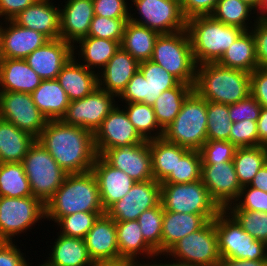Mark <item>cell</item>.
Returning <instances> with one entry per match:
<instances>
[{"mask_svg":"<svg viewBox=\"0 0 267 266\" xmlns=\"http://www.w3.org/2000/svg\"><path fill=\"white\" fill-rule=\"evenodd\" d=\"M213 221L221 258L267 259V244L250 236L226 210H221Z\"/></svg>","mask_w":267,"mask_h":266,"instance_id":"ba28073f","label":"cell"},{"mask_svg":"<svg viewBox=\"0 0 267 266\" xmlns=\"http://www.w3.org/2000/svg\"><path fill=\"white\" fill-rule=\"evenodd\" d=\"M35 140L13 123L0 118V163L22 162Z\"/></svg>","mask_w":267,"mask_h":266,"instance_id":"e575fe53","label":"cell"},{"mask_svg":"<svg viewBox=\"0 0 267 266\" xmlns=\"http://www.w3.org/2000/svg\"><path fill=\"white\" fill-rule=\"evenodd\" d=\"M43 218L45 204L39 198L0 197V238L3 241L13 242L15 236L31 231L29 229Z\"/></svg>","mask_w":267,"mask_h":266,"instance_id":"8fae6325","label":"cell"},{"mask_svg":"<svg viewBox=\"0 0 267 266\" xmlns=\"http://www.w3.org/2000/svg\"><path fill=\"white\" fill-rule=\"evenodd\" d=\"M101 156L135 182L154 179L149 140L128 147L110 148Z\"/></svg>","mask_w":267,"mask_h":266,"instance_id":"d6986e66","label":"cell"},{"mask_svg":"<svg viewBox=\"0 0 267 266\" xmlns=\"http://www.w3.org/2000/svg\"><path fill=\"white\" fill-rule=\"evenodd\" d=\"M194 90L207 101L231 105L250 94V73L203 63L196 67Z\"/></svg>","mask_w":267,"mask_h":266,"instance_id":"3957f363","label":"cell"},{"mask_svg":"<svg viewBox=\"0 0 267 266\" xmlns=\"http://www.w3.org/2000/svg\"><path fill=\"white\" fill-rule=\"evenodd\" d=\"M129 18H108L94 15L87 36L122 41L124 28Z\"/></svg>","mask_w":267,"mask_h":266,"instance_id":"c3c4849f","label":"cell"},{"mask_svg":"<svg viewBox=\"0 0 267 266\" xmlns=\"http://www.w3.org/2000/svg\"><path fill=\"white\" fill-rule=\"evenodd\" d=\"M259 146H267V108L261 109L259 119L257 121Z\"/></svg>","mask_w":267,"mask_h":266,"instance_id":"6125c7cd","label":"cell"},{"mask_svg":"<svg viewBox=\"0 0 267 266\" xmlns=\"http://www.w3.org/2000/svg\"><path fill=\"white\" fill-rule=\"evenodd\" d=\"M100 215L92 212H80L60 218L55 224L59 234L68 237L85 238Z\"/></svg>","mask_w":267,"mask_h":266,"instance_id":"7dc6e473","label":"cell"},{"mask_svg":"<svg viewBox=\"0 0 267 266\" xmlns=\"http://www.w3.org/2000/svg\"><path fill=\"white\" fill-rule=\"evenodd\" d=\"M218 0H184L181 10L186 19L194 16L210 15Z\"/></svg>","mask_w":267,"mask_h":266,"instance_id":"680465c9","label":"cell"},{"mask_svg":"<svg viewBox=\"0 0 267 266\" xmlns=\"http://www.w3.org/2000/svg\"><path fill=\"white\" fill-rule=\"evenodd\" d=\"M84 240L94 263L120 262L116 224L106 213L98 217Z\"/></svg>","mask_w":267,"mask_h":266,"instance_id":"44dd1931","label":"cell"},{"mask_svg":"<svg viewBox=\"0 0 267 266\" xmlns=\"http://www.w3.org/2000/svg\"><path fill=\"white\" fill-rule=\"evenodd\" d=\"M236 149L230 141L207 140L199 150L202 164L233 161Z\"/></svg>","mask_w":267,"mask_h":266,"instance_id":"681fc988","label":"cell"},{"mask_svg":"<svg viewBox=\"0 0 267 266\" xmlns=\"http://www.w3.org/2000/svg\"><path fill=\"white\" fill-rule=\"evenodd\" d=\"M216 215L184 214L164 211L162 222V254H165L180 239L199 230Z\"/></svg>","mask_w":267,"mask_h":266,"instance_id":"f546056e","label":"cell"},{"mask_svg":"<svg viewBox=\"0 0 267 266\" xmlns=\"http://www.w3.org/2000/svg\"><path fill=\"white\" fill-rule=\"evenodd\" d=\"M37 1L38 0H0L1 21L13 20L21 11L35 4Z\"/></svg>","mask_w":267,"mask_h":266,"instance_id":"91938a15","label":"cell"},{"mask_svg":"<svg viewBox=\"0 0 267 266\" xmlns=\"http://www.w3.org/2000/svg\"><path fill=\"white\" fill-rule=\"evenodd\" d=\"M193 90L194 86L180 82L176 87L159 95L152 107L162 130L174 121L187 96Z\"/></svg>","mask_w":267,"mask_h":266,"instance_id":"74e56055","label":"cell"},{"mask_svg":"<svg viewBox=\"0 0 267 266\" xmlns=\"http://www.w3.org/2000/svg\"><path fill=\"white\" fill-rule=\"evenodd\" d=\"M22 164L33 196L44 204L54 195L68 174L37 140L29 147Z\"/></svg>","mask_w":267,"mask_h":266,"instance_id":"52a82bcc","label":"cell"},{"mask_svg":"<svg viewBox=\"0 0 267 266\" xmlns=\"http://www.w3.org/2000/svg\"><path fill=\"white\" fill-rule=\"evenodd\" d=\"M60 7V38L75 45L87 37L94 18L93 0H67Z\"/></svg>","mask_w":267,"mask_h":266,"instance_id":"cb8c5ba5","label":"cell"},{"mask_svg":"<svg viewBox=\"0 0 267 266\" xmlns=\"http://www.w3.org/2000/svg\"><path fill=\"white\" fill-rule=\"evenodd\" d=\"M152 173L154 179L162 182L172 170L175 169L177 160L189 150L175 143L168 142L163 137L149 140Z\"/></svg>","mask_w":267,"mask_h":266,"instance_id":"8d00e7d4","label":"cell"},{"mask_svg":"<svg viewBox=\"0 0 267 266\" xmlns=\"http://www.w3.org/2000/svg\"><path fill=\"white\" fill-rule=\"evenodd\" d=\"M202 159L198 150H188L161 183H189L201 179Z\"/></svg>","mask_w":267,"mask_h":266,"instance_id":"f6af8a7d","label":"cell"},{"mask_svg":"<svg viewBox=\"0 0 267 266\" xmlns=\"http://www.w3.org/2000/svg\"><path fill=\"white\" fill-rule=\"evenodd\" d=\"M186 29L197 66L203 63H216L224 51L244 32L243 29L226 25L211 15L187 19Z\"/></svg>","mask_w":267,"mask_h":266,"instance_id":"277c9868","label":"cell"},{"mask_svg":"<svg viewBox=\"0 0 267 266\" xmlns=\"http://www.w3.org/2000/svg\"><path fill=\"white\" fill-rule=\"evenodd\" d=\"M261 105L249 94L237 103L229 105V117L232 123L242 120L257 122L261 112Z\"/></svg>","mask_w":267,"mask_h":266,"instance_id":"f5cc1de1","label":"cell"},{"mask_svg":"<svg viewBox=\"0 0 267 266\" xmlns=\"http://www.w3.org/2000/svg\"><path fill=\"white\" fill-rule=\"evenodd\" d=\"M115 100L118 99L114 94L97 87L91 94L70 101L61 120L66 124L87 129L94 134L102 121L118 103Z\"/></svg>","mask_w":267,"mask_h":266,"instance_id":"5bb4252c","label":"cell"},{"mask_svg":"<svg viewBox=\"0 0 267 266\" xmlns=\"http://www.w3.org/2000/svg\"><path fill=\"white\" fill-rule=\"evenodd\" d=\"M231 127L229 105L207 101V140L229 141Z\"/></svg>","mask_w":267,"mask_h":266,"instance_id":"7bdbcfd3","label":"cell"},{"mask_svg":"<svg viewBox=\"0 0 267 266\" xmlns=\"http://www.w3.org/2000/svg\"><path fill=\"white\" fill-rule=\"evenodd\" d=\"M41 81L25 59L0 58V91L31 94Z\"/></svg>","mask_w":267,"mask_h":266,"instance_id":"83f0119b","label":"cell"},{"mask_svg":"<svg viewBox=\"0 0 267 266\" xmlns=\"http://www.w3.org/2000/svg\"><path fill=\"white\" fill-rule=\"evenodd\" d=\"M222 67L252 73L258 68L256 43L251 30L244 31L216 62Z\"/></svg>","mask_w":267,"mask_h":266,"instance_id":"836d02e7","label":"cell"},{"mask_svg":"<svg viewBox=\"0 0 267 266\" xmlns=\"http://www.w3.org/2000/svg\"><path fill=\"white\" fill-rule=\"evenodd\" d=\"M51 252L46 257L48 266H94L83 238L68 237L57 233Z\"/></svg>","mask_w":267,"mask_h":266,"instance_id":"1f68e13d","label":"cell"},{"mask_svg":"<svg viewBox=\"0 0 267 266\" xmlns=\"http://www.w3.org/2000/svg\"><path fill=\"white\" fill-rule=\"evenodd\" d=\"M177 1L179 4H182L184 0H175Z\"/></svg>","mask_w":267,"mask_h":266,"instance_id":"2644e50d","label":"cell"},{"mask_svg":"<svg viewBox=\"0 0 267 266\" xmlns=\"http://www.w3.org/2000/svg\"><path fill=\"white\" fill-rule=\"evenodd\" d=\"M249 186L267 192V163L259 169Z\"/></svg>","mask_w":267,"mask_h":266,"instance_id":"be15d7a7","label":"cell"},{"mask_svg":"<svg viewBox=\"0 0 267 266\" xmlns=\"http://www.w3.org/2000/svg\"><path fill=\"white\" fill-rule=\"evenodd\" d=\"M164 211L217 215L222 209L212 199L202 180L189 183H160Z\"/></svg>","mask_w":267,"mask_h":266,"instance_id":"9c48e42d","label":"cell"},{"mask_svg":"<svg viewBox=\"0 0 267 266\" xmlns=\"http://www.w3.org/2000/svg\"><path fill=\"white\" fill-rule=\"evenodd\" d=\"M225 210L267 212V192L249 185L242 186L238 199Z\"/></svg>","mask_w":267,"mask_h":266,"instance_id":"f907efd6","label":"cell"},{"mask_svg":"<svg viewBox=\"0 0 267 266\" xmlns=\"http://www.w3.org/2000/svg\"><path fill=\"white\" fill-rule=\"evenodd\" d=\"M161 256L192 266H215L221 257L214 221H207L199 230L180 239Z\"/></svg>","mask_w":267,"mask_h":266,"instance_id":"30bf717a","label":"cell"},{"mask_svg":"<svg viewBox=\"0 0 267 266\" xmlns=\"http://www.w3.org/2000/svg\"><path fill=\"white\" fill-rule=\"evenodd\" d=\"M75 44L73 45V57L87 69L97 73L106 66L120 48V42L91 36L81 38Z\"/></svg>","mask_w":267,"mask_h":266,"instance_id":"4dcf8cb0","label":"cell"},{"mask_svg":"<svg viewBox=\"0 0 267 266\" xmlns=\"http://www.w3.org/2000/svg\"><path fill=\"white\" fill-rule=\"evenodd\" d=\"M138 133L145 139H157L163 136V130L160 128L156 119L155 112L151 105L138 103H125L122 105Z\"/></svg>","mask_w":267,"mask_h":266,"instance_id":"b9f144b4","label":"cell"},{"mask_svg":"<svg viewBox=\"0 0 267 266\" xmlns=\"http://www.w3.org/2000/svg\"><path fill=\"white\" fill-rule=\"evenodd\" d=\"M180 81L152 60L139 64V70L132 76L117 99L122 103L153 105L159 95L176 87ZM125 101V102H124Z\"/></svg>","mask_w":267,"mask_h":266,"instance_id":"7c38bea8","label":"cell"},{"mask_svg":"<svg viewBox=\"0 0 267 266\" xmlns=\"http://www.w3.org/2000/svg\"><path fill=\"white\" fill-rule=\"evenodd\" d=\"M172 261H170L171 263L169 262V260L167 262H164V263L163 262L159 263V262H156V259H155V262H153V264H151L152 262L149 261L144 266H192V265L180 263V262H177L174 260H172Z\"/></svg>","mask_w":267,"mask_h":266,"instance_id":"003e7915","label":"cell"},{"mask_svg":"<svg viewBox=\"0 0 267 266\" xmlns=\"http://www.w3.org/2000/svg\"><path fill=\"white\" fill-rule=\"evenodd\" d=\"M250 30L255 38L258 67L267 68V20L257 19Z\"/></svg>","mask_w":267,"mask_h":266,"instance_id":"11a10c76","label":"cell"},{"mask_svg":"<svg viewBox=\"0 0 267 266\" xmlns=\"http://www.w3.org/2000/svg\"><path fill=\"white\" fill-rule=\"evenodd\" d=\"M21 250L18 245H15V241L1 243L0 266H28L29 259L26 260L27 256Z\"/></svg>","mask_w":267,"mask_h":266,"instance_id":"6f0895ef","label":"cell"},{"mask_svg":"<svg viewBox=\"0 0 267 266\" xmlns=\"http://www.w3.org/2000/svg\"><path fill=\"white\" fill-rule=\"evenodd\" d=\"M33 196L22 162L0 163V197Z\"/></svg>","mask_w":267,"mask_h":266,"instance_id":"60d3db41","label":"cell"},{"mask_svg":"<svg viewBox=\"0 0 267 266\" xmlns=\"http://www.w3.org/2000/svg\"><path fill=\"white\" fill-rule=\"evenodd\" d=\"M129 0H93L94 15L108 18H130Z\"/></svg>","mask_w":267,"mask_h":266,"instance_id":"db71d44e","label":"cell"},{"mask_svg":"<svg viewBox=\"0 0 267 266\" xmlns=\"http://www.w3.org/2000/svg\"><path fill=\"white\" fill-rule=\"evenodd\" d=\"M28 266H32V262L31 264L29 263ZM37 266H48L45 262H43L42 264L39 263V265L37 264Z\"/></svg>","mask_w":267,"mask_h":266,"instance_id":"89a4df30","label":"cell"},{"mask_svg":"<svg viewBox=\"0 0 267 266\" xmlns=\"http://www.w3.org/2000/svg\"><path fill=\"white\" fill-rule=\"evenodd\" d=\"M252 14L256 15V10L242 0H218L210 15L226 25L237 26L244 31H249L257 21V17Z\"/></svg>","mask_w":267,"mask_h":266,"instance_id":"f35d334b","label":"cell"},{"mask_svg":"<svg viewBox=\"0 0 267 266\" xmlns=\"http://www.w3.org/2000/svg\"><path fill=\"white\" fill-rule=\"evenodd\" d=\"M96 266H143L131 261L96 263Z\"/></svg>","mask_w":267,"mask_h":266,"instance_id":"03108f58","label":"cell"},{"mask_svg":"<svg viewBox=\"0 0 267 266\" xmlns=\"http://www.w3.org/2000/svg\"><path fill=\"white\" fill-rule=\"evenodd\" d=\"M164 209L160 203L144 211L137 219L144 240L157 252L162 254V222Z\"/></svg>","mask_w":267,"mask_h":266,"instance_id":"ee69618b","label":"cell"},{"mask_svg":"<svg viewBox=\"0 0 267 266\" xmlns=\"http://www.w3.org/2000/svg\"><path fill=\"white\" fill-rule=\"evenodd\" d=\"M229 141L236 147L259 146L257 122L242 120L232 123Z\"/></svg>","mask_w":267,"mask_h":266,"instance_id":"816d5d0a","label":"cell"},{"mask_svg":"<svg viewBox=\"0 0 267 266\" xmlns=\"http://www.w3.org/2000/svg\"><path fill=\"white\" fill-rule=\"evenodd\" d=\"M252 6L255 10H257L260 0H242Z\"/></svg>","mask_w":267,"mask_h":266,"instance_id":"a7ac6f4b","label":"cell"},{"mask_svg":"<svg viewBox=\"0 0 267 266\" xmlns=\"http://www.w3.org/2000/svg\"><path fill=\"white\" fill-rule=\"evenodd\" d=\"M139 62L121 47L97 73L98 87L118 97L139 70Z\"/></svg>","mask_w":267,"mask_h":266,"instance_id":"484cf974","label":"cell"},{"mask_svg":"<svg viewBox=\"0 0 267 266\" xmlns=\"http://www.w3.org/2000/svg\"><path fill=\"white\" fill-rule=\"evenodd\" d=\"M91 171L97 180L104 211L121 200L135 183L125 172L112 167L101 155L97 156Z\"/></svg>","mask_w":267,"mask_h":266,"instance_id":"603a6c76","label":"cell"},{"mask_svg":"<svg viewBox=\"0 0 267 266\" xmlns=\"http://www.w3.org/2000/svg\"><path fill=\"white\" fill-rule=\"evenodd\" d=\"M257 19L267 20V0H260L256 10Z\"/></svg>","mask_w":267,"mask_h":266,"instance_id":"e7e4bbea","label":"cell"},{"mask_svg":"<svg viewBox=\"0 0 267 266\" xmlns=\"http://www.w3.org/2000/svg\"><path fill=\"white\" fill-rule=\"evenodd\" d=\"M73 57V45L61 38L48 40L25 61L42 80L56 79L62 67Z\"/></svg>","mask_w":267,"mask_h":266,"instance_id":"7402d4cb","label":"cell"},{"mask_svg":"<svg viewBox=\"0 0 267 266\" xmlns=\"http://www.w3.org/2000/svg\"><path fill=\"white\" fill-rule=\"evenodd\" d=\"M255 240L267 244V212L247 210H226Z\"/></svg>","mask_w":267,"mask_h":266,"instance_id":"bcb514c9","label":"cell"},{"mask_svg":"<svg viewBox=\"0 0 267 266\" xmlns=\"http://www.w3.org/2000/svg\"><path fill=\"white\" fill-rule=\"evenodd\" d=\"M121 105L116 104L93 134L98 155L110 148L128 147L146 141L130 122Z\"/></svg>","mask_w":267,"mask_h":266,"instance_id":"2e32d148","label":"cell"},{"mask_svg":"<svg viewBox=\"0 0 267 266\" xmlns=\"http://www.w3.org/2000/svg\"><path fill=\"white\" fill-rule=\"evenodd\" d=\"M233 162L240 185H249L267 163V146L237 147Z\"/></svg>","mask_w":267,"mask_h":266,"instance_id":"ab89813d","label":"cell"},{"mask_svg":"<svg viewBox=\"0 0 267 266\" xmlns=\"http://www.w3.org/2000/svg\"><path fill=\"white\" fill-rule=\"evenodd\" d=\"M201 180L222 210L238 199L242 188L233 161L202 164Z\"/></svg>","mask_w":267,"mask_h":266,"instance_id":"ac0fdd59","label":"cell"},{"mask_svg":"<svg viewBox=\"0 0 267 266\" xmlns=\"http://www.w3.org/2000/svg\"><path fill=\"white\" fill-rule=\"evenodd\" d=\"M48 40L42 33L19 26L13 20L3 21L0 29V58L25 59Z\"/></svg>","mask_w":267,"mask_h":266,"instance_id":"ffe728a7","label":"cell"},{"mask_svg":"<svg viewBox=\"0 0 267 266\" xmlns=\"http://www.w3.org/2000/svg\"><path fill=\"white\" fill-rule=\"evenodd\" d=\"M115 224L120 261H131L144 266L149 262L148 260H152L153 262L159 256L162 259L161 254H157L144 240L137 220L115 222ZM140 256H143L141 257L143 260L147 258V262L143 261L141 263Z\"/></svg>","mask_w":267,"mask_h":266,"instance_id":"4316f807","label":"cell"},{"mask_svg":"<svg viewBox=\"0 0 267 266\" xmlns=\"http://www.w3.org/2000/svg\"><path fill=\"white\" fill-rule=\"evenodd\" d=\"M151 60L176 77L181 83L195 85L196 63L187 29L161 34L156 39Z\"/></svg>","mask_w":267,"mask_h":266,"instance_id":"8992f818","label":"cell"},{"mask_svg":"<svg viewBox=\"0 0 267 266\" xmlns=\"http://www.w3.org/2000/svg\"><path fill=\"white\" fill-rule=\"evenodd\" d=\"M250 94L263 108H267V68H256L250 73Z\"/></svg>","mask_w":267,"mask_h":266,"instance_id":"9f6ffc18","label":"cell"},{"mask_svg":"<svg viewBox=\"0 0 267 266\" xmlns=\"http://www.w3.org/2000/svg\"><path fill=\"white\" fill-rule=\"evenodd\" d=\"M36 140L68 174L91 171L98 156L93 133L61 119L48 120Z\"/></svg>","mask_w":267,"mask_h":266,"instance_id":"6da1fadb","label":"cell"},{"mask_svg":"<svg viewBox=\"0 0 267 266\" xmlns=\"http://www.w3.org/2000/svg\"><path fill=\"white\" fill-rule=\"evenodd\" d=\"M56 79L70 101L81 99L98 87L97 73L87 69L74 57L62 67Z\"/></svg>","mask_w":267,"mask_h":266,"instance_id":"f1b7e54d","label":"cell"},{"mask_svg":"<svg viewBox=\"0 0 267 266\" xmlns=\"http://www.w3.org/2000/svg\"><path fill=\"white\" fill-rule=\"evenodd\" d=\"M0 118L37 139L47 118L36 107L30 93L0 91Z\"/></svg>","mask_w":267,"mask_h":266,"instance_id":"9a60e30c","label":"cell"},{"mask_svg":"<svg viewBox=\"0 0 267 266\" xmlns=\"http://www.w3.org/2000/svg\"><path fill=\"white\" fill-rule=\"evenodd\" d=\"M53 0H38L21 11L13 21L19 26L38 31L49 40L60 38V5Z\"/></svg>","mask_w":267,"mask_h":266,"instance_id":"d4e9b609","label":"cell"},{"mask_svg":"<svg viewBox=\"0 0 267 266\" xmlns=\"http://www.w3.org/2000/svg\"><path fill=\"white\" fill-rule=\"evenodd\" d=\"M131 2L136 9H130L129 20L133 23L145 26L160 35L186 29L187 19L182 13L181 4L175 0H131Z\"/></svg>","mask_w":267,"mask_h":266,"instance_id":"4fadbf2b","label":"cell"},{"mask_svg":"<svg viewBox=\"0 0 267 266\" xmlns=\"http://www.w3.org/2000/svg\"><path fill=\"white\" fill-rule=\"evenodd\" d=\"M80 212L105 214L92 171L67 174L62 185L45 203V220L54 223L64 216Z\"/></svg>","mask_w":267,"mask_h":266,"instance_id":"7a4b0ae2","label":"cell"},{"mask_svg":"<svg viewBox=\"0 0 267 266\" xmlns=\"http://www.w3.org/2000/svg\"><path fill=\"white\" fill-rule=\"evenodd\" d=\"M165 140L189 150H200L207 141V100L193 90L174 121L163 130Z\"/></svg>","mask_w":267,"mask_h":266,"instance_id":"5b68a950","label":"cell"},{"mask_svg":"<svg viewBox=\"0 0 267 266\" xmlns=\"http://www.w3.org/2000/svg\"><path fill=\"white\" fill-rule=\"evenodd\" d=\"M31 96L36 107L47 120L62 119L70 104L68 95L57 79L42 80Z\"/></svg>","mask_w":267,"mask_h":266,"instance_id":"d6a6232c","label":"cell"},{"mask_svg":"<svg viewBox=\"0 0 267 266\" xmlns=\"http://www.w3.org/2000/svg\"><path fill=\"white\" fill-rule=\"evenodd\" d=\"M215 266H267V259L239 260L232 258H220Z\"/></svg>","mask_w":267,"mask_h":266,"instance_id":"94428289","label":"cell"},{"mask_svg":"<svg viewBox=\"0 0 267 266\" xmlns=\"http://www.w3.org/2000/svg\"><path fill=\"white\" fill-rule=\"evenodd\" d=\"M159 33L145 26L126 22L120 47L130 53L139 63L151 60Z\"/></svg>","mask_w":267,"mask_h":266,"instance_id":"d590c367","label":"cell"},{"mask_svg":"<svg viewBox=\"0 0 267 266\" xmlns=\"http://www.w3.org/2000/svg\"><path fill=\"white\" fill-rule=\"evenodd\" d=\"M161 203L160 182L146 180L135 182L129 192L112 204L105 213L115 222L137 220L146 210Z\"/></svg>","mask_w":267,"mask_h":266,"instance_id":"e0dca14e","label":"cell"}]
</instances>
